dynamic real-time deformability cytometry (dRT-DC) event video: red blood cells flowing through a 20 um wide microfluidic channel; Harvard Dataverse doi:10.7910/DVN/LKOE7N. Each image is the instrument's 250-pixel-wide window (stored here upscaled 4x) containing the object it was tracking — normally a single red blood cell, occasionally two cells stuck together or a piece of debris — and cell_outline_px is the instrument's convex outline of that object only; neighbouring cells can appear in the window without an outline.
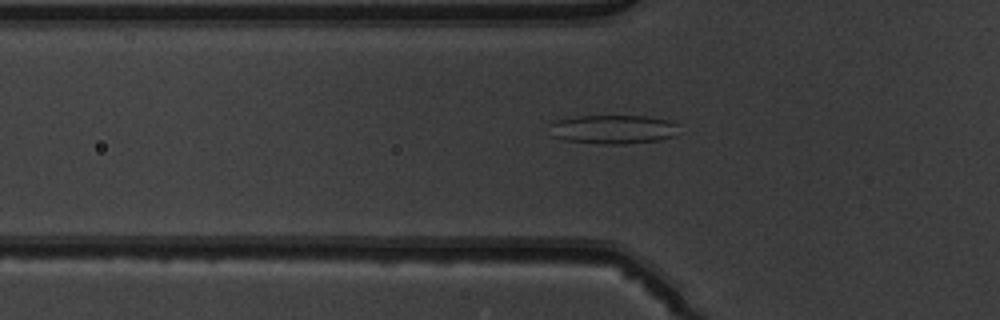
{"species": "common noctule bat (a hibernating species)", "species_latin": "Nyctalus noctula", "temperature_condition": "warm", "stored_images_in_passage": 39, "camera_frame_rate_fps": 3000, "um_per_image_px": 0.085, "animal": {"sex": "male", "body_mass_g": 19.5, "forearm_length_mm": 54.6}, "frame": {"image": 1, "passage_image": 9, "time_ms": 2.667, "image_size_px": [1000, 320], "cell_outline_px": [[680, 124], [676, 136], [660, 140], [624, 144], [604, 144], [564, 140], [552, 136], [552, 124], [556, 120], [576, 116], [644, 116], [668, 120]], "centroid_in_image_um": [52.18, 10.99], "position_along_channel_um": 73.6, "area_um2": 21.85}}
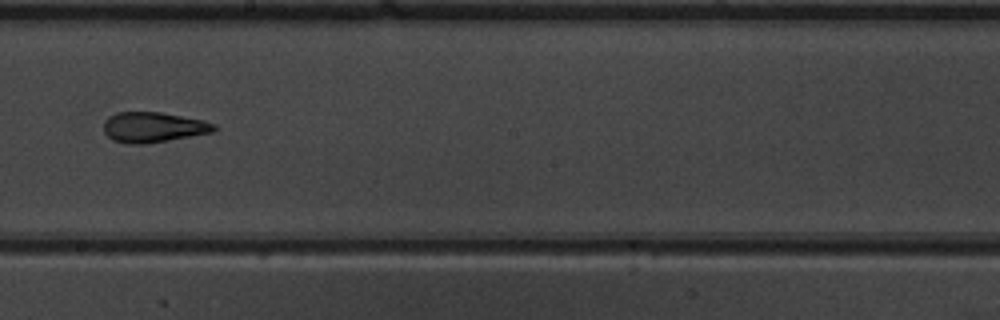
{"frame": {"image": 2, "passage_image": 21, "time_ms": 6.667, "image_size_px": [1000, 320], "cell_outline_px": [[216, 128], [212, 132], [168, 140], [144, 144], [128, 144], [112, 140], [104, 132], [104, 120], [108, 116], [116, 112], [160, 112], [204, 120], [216, 124]], "centroid_in_image_um": [12.99, 10.81], "position_along_channel_um": 235.2, "area_um2": 19.48}}
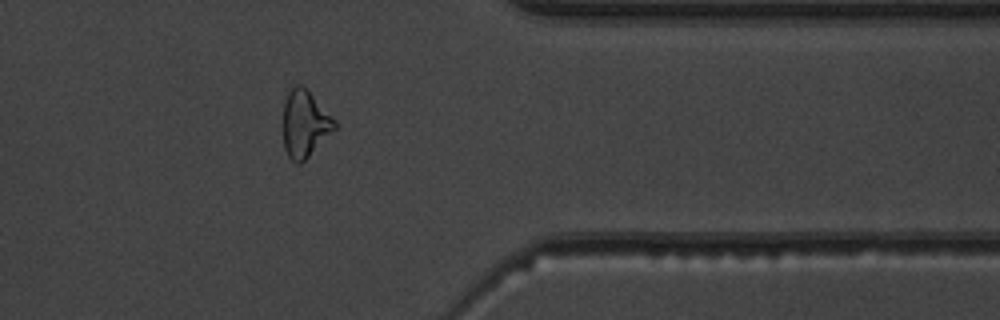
{"frame": {"image": 3, "passage_image": 33, "time_ms": 10.667, "image_size_px": [1000, 320], "cell_outline_px": [[336, 128], [300, 164], [296, 164], [288, 156], [284, 148], [284, 100], [292, 84], [300, 84], [308, 88], [336, 120]], "centroid_in_image_um": [25.91, 10.46], "position_along_channel_um": 385.5, "area_um2": 20.17}}